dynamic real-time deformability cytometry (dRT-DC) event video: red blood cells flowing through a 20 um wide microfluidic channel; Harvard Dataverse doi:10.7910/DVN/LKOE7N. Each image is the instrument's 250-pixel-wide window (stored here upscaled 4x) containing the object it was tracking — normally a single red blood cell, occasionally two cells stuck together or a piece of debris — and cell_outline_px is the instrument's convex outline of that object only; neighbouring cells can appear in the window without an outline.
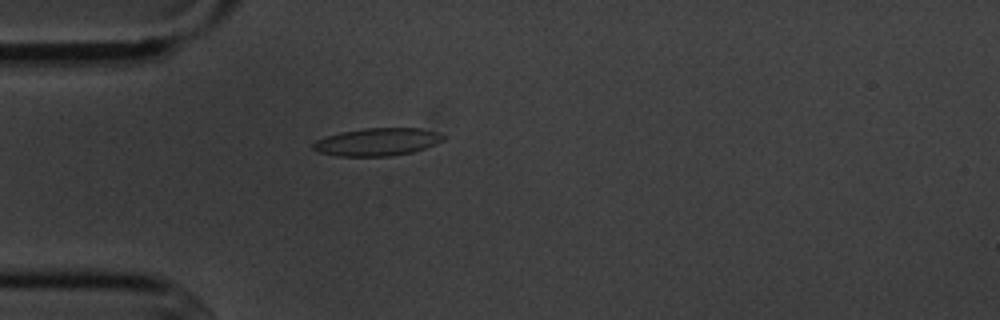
{"species": "common noctule bat (a hibernating species)", "species_latin": "Nyctalus noctula", "temperature_condition": "cold", "stored_images_in_passage": 3, "camera_frame_rate_fps": 3000, "um_per_image_px": 0.085, "animal": {"sex": "male", "body_mass_g": 20.1, "forearm_length_mm": 53.5}, "frame": {"image": 1, "passage_image": 3, "time_ms": 2.333, "image_size_px": [1000, 320], "cell_outline_px": [[444, 140], [436, 144], [412, 152], [388, 156], [336, 156], [316, 152], [312, 148], [312, 144], [316, 140], [340, 132], [364, 128], [420, 128], [436, 132], [444, 136]], "centroid_in_image_um": [32.03, 12.06], "position_along_channel_um": 53.0, "area_um2": 20.98}}